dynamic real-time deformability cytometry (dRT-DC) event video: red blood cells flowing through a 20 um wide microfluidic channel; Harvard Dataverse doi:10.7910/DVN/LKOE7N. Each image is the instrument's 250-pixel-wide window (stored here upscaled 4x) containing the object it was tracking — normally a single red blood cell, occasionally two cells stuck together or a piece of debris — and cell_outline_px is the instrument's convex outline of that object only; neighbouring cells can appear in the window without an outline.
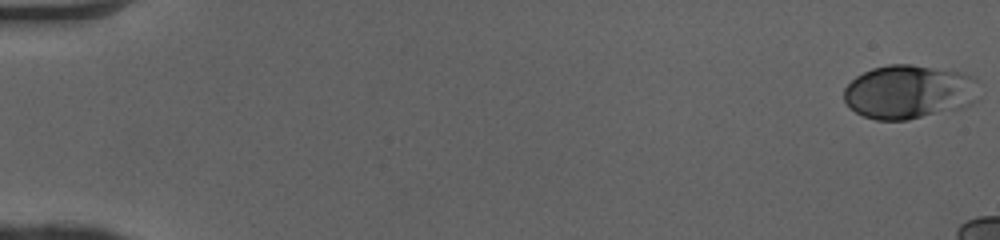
{"species": "human", "species_latin": "Homo sapiens", "temperature_condition": "cold", "stored_images_in_passage": 14, "camera_frame_rate_fps": 3000, "um_per_image_px": 0.085, "donor": {"sex": "female"}, "frame": {"image": 1, "passage_image": 1, "time_ms": 0.0, "image_size_px": [1000, 240], "cell_outline_px": [[980, 100], [972, 104], [960, 108], [908, 120], [876, 120], [864, 116], [856, 112], [844, 100], [844, 88], [856, 76], [872, 68], [888, 64], [912, 64], [964, 72], [972, 76], [976, 80]], "centroid_in_image_um": [77.31, 7.8], "position_along_channel_um": 7.7, "area_um2": 42.83}}